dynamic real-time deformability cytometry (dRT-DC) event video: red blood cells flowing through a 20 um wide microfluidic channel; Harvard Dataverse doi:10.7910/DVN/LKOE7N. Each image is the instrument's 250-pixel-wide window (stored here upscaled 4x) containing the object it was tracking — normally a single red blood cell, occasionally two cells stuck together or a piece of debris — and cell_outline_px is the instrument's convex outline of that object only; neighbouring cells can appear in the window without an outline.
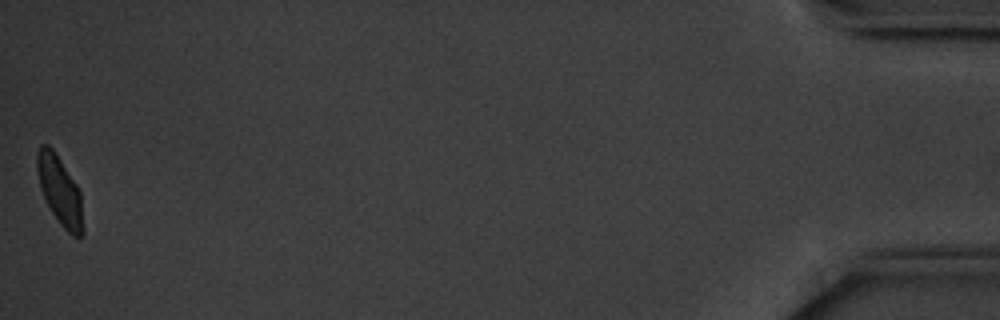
{"species": "common noctule bat (a hibernating species)", "species_latin": "Nyctalus noctula", "temperature_condition": "cold", "stored_images_in_passage": 56, "camera_frame_rate_fps": 3000, "um_per_image_px": 0.085, "animal": {"sex": "male", "body_mass_g": 20.1, "forearm_length_mm": 53.5}, "frame": {"image": 1, "passage_image": 56, "time_ms": 18.333, "image_size_px": [1000, 320], "cell_outline_px": [[84, 232], [80, 236], [72, 236], [60, 224], [52, 212], [40, 188], [36, 168], [36, 152], [40, 144], [48, 144], [52, 148], [76, 184], [80, 192], [84, 228]], "centroid_in_image_um": [5.07, 16.19], "position_along_channel_um": 430.1, "area_um2": 18.32}, "authors_computed_cell_mechanics": {"area_um2": 19.7965, "velocity_mm_per_s": 3.5172, "shape_relaxation_time_tau1_ms": 4.4277, "shape_relaxation_time_tau2_ms": 1.3378, "deformation_change_tau1": 0.1936, "deformation_change_tau2": 0.0613}}